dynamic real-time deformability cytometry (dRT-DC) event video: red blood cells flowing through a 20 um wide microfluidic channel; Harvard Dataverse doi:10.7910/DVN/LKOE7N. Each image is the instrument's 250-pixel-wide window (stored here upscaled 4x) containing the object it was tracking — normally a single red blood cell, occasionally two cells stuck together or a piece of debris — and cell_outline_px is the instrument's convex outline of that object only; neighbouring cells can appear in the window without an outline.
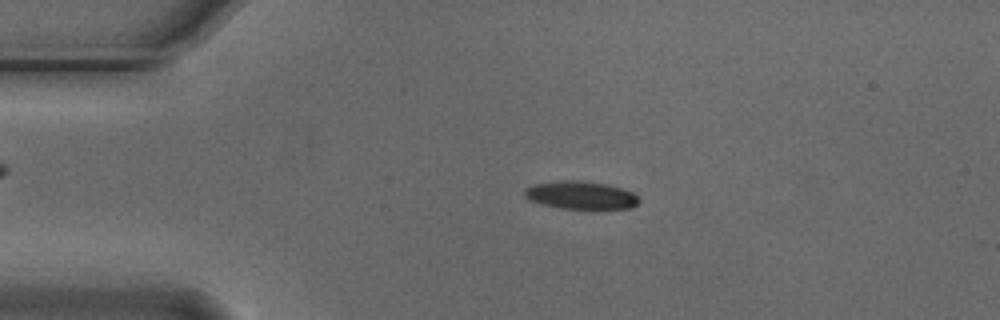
{"species": "Egyptian fruit bat (a non-hibernating species)", "species_latin": "Rousettus aegyptiacus", "temperature_condition": "cold", "stored_images_in_passage": 5, "camera_frame_rate_fps": 3000, "um_per_image_px": 0.085, "animal": {"sex": "male"}, "frame": {"image": 1, "passage_image": 4, "time_ms": 1.0, "image_size_px": [1000, 320], "cell_outline_px": [[640, 200], [632, 208], [560, 208], [528, 200], [524, 196], [524, 188], [532, 184], [560, 180], [580, 180], [608, 184], [632, 192]], "centroid_in_image_um": [49.32, 16.57], "position_along_channel_um": 35.7, "area_um2": 18.55}}